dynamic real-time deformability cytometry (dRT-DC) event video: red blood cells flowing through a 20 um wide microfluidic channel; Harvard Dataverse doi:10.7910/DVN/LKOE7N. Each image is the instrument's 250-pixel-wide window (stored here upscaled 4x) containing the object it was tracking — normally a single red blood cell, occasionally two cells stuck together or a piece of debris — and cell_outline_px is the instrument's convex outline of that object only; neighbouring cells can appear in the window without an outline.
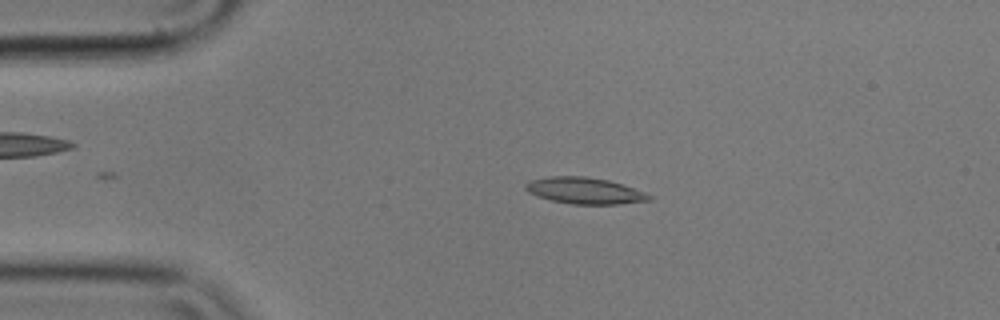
{"species": "common noctule bat (a hibernating species)", "species_latin": "Nyctalus noctula", "temperature_condition": "cold", "stored_images_in_passage": 39, "camera_frame_rate_fps": 3000, "um_per_image_px": 0.085, "animal": {"sex": "male", "body_mass_g": 17.9}, "frame": {"image": 1, "passage_image": 2, "time_ms": 0.333, "image_size_px": [1000, 320], "cell_outline_px": [[652, 200], [620, 204], [572, 204], [552, 200], [536, 196], [528, 192], [524, 188], [524, 184], [528, 180], [548, 176], [584, 176], [608, 180], [644, 192], [652, 196]], "centroid_in_image_um": [49.64, 16.2], "position_along_channel_um": 35.4, "area_um2": 19.02}}
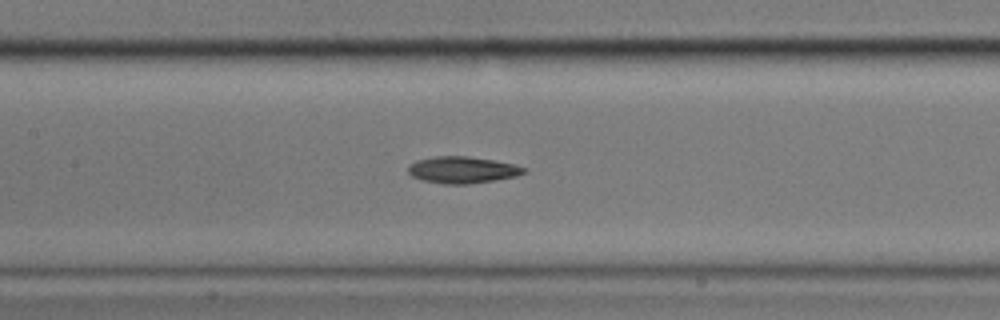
{"frame": {"image": 2, "passage_image": 16, "time_ms": 5.0, "image_size_px": [1000, 320], "cell_outline_px": [[528, 172], [516, 176], [496, 180], [468, 184], [444, 184], [424, 180], [412, 176], [408, 172], [408, 164], [416, 160], [436, 156], [468, 156], [516, 164], [528, 168]], "centroid_in_image_um": [39.34, 14.43], "position_along_channel_um": 168.1, "area_um2": 18.15}}
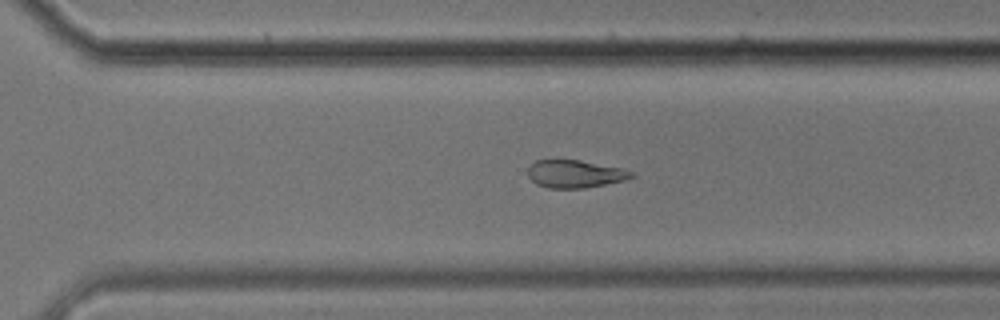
{"frame": {"image": 3, "passage_image": 29, "time_ms": 9.333, "image_size_px": [1000, 320], "cell_outline_px": [[636, 176], [624, 180], [584, 188], [548, 188], [536, 184], [528, 176], [528, 168], [536, 160], [580, 160], [620, 168], [632, 172]], "centroid_in_image_um": [48.85, 14.78], "position_along_channel_um": 321.8, "area_um2": 16.53}, "authors_computed_cell_mechanics": {"area_um2": 17.6868, "velocity_mm_per_s": 3.5561, "shape_relaxation_time_tau1_ms": 4.7478, "shape_relaxation_time_tau2_ms": 8.7684, "deformation_change_tau1": 0.1258, "deformation_change_tau2": 0.1884}}